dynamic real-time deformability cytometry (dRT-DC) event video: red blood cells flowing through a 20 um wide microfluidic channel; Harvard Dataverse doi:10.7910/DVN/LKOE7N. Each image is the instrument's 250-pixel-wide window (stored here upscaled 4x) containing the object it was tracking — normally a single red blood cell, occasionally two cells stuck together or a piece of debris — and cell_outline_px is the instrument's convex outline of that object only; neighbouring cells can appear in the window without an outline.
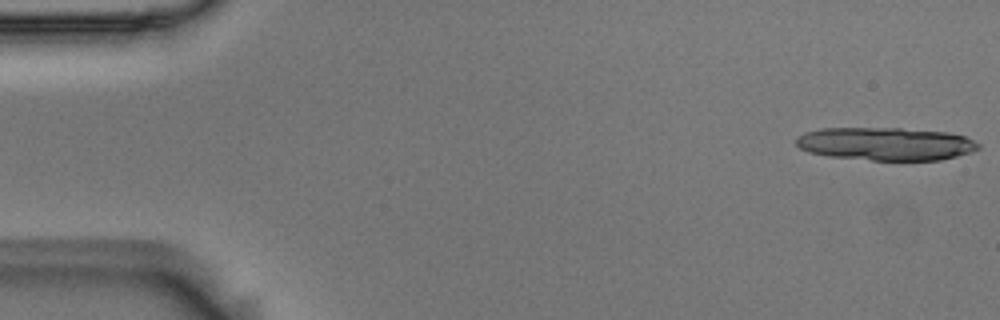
{"species": "Egyptian fruit bat (a non-hibernating species)", "species_latin": "Rousettus aegyptiacus", "temperature_condition": "room temperature", "stored_images_in_passage": 8, "camera_frame_rate_fps": 3000, "um_per_image_px": 0.085, "animal": {"sex": "male"}, "frame": {"image": 1, "passage_image": 1, "time_ms": 0.0, "image_size_px": [1000, 320], "cell_outline_px": [[980, 148], [956, 156], [940, 160], [872, 160], [828, 156], [808, 152], [800, 148], [796, 144], [796, 136], [804, 132], [820, 128], [900, 128], [948, 132], [964, 136], [980, 144]], "centroid_in_image_um": [75.24, 12.22], "position_along_channel_um": 9.8, "area_um2": 35.08}}